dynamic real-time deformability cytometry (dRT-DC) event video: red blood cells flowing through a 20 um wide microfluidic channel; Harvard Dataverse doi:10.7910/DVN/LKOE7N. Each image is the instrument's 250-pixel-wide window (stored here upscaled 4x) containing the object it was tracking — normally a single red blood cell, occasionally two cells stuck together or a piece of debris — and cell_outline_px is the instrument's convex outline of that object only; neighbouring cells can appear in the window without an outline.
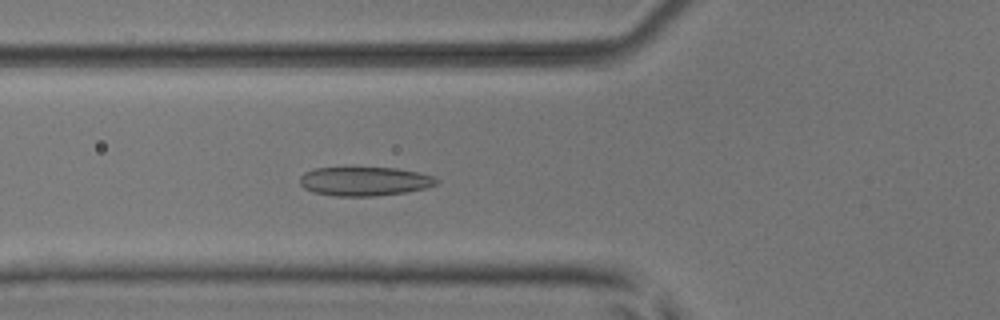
{"species": "common noctule bat (a hibernating species)", "species_latin": "Nyctalus noctula", "temperature_condition": "room temperature", "stored_images_in_passage": 39, "camera_frame_rate_fps": 3000, "um_per_image_px": 0.085, "animal": {"sex": "male", "body_mass_g": 17.9, "forearm_length_mm": 54.2}, "frame": {"image": 1, "passage_image": 7, "time_ms": 2.0, "image_size_px": [1000, 320], "cell_outline_px": [[440, 180], [436, 184], [428, 188], [408, 192], [376, 196], [336, 196], [312, 192], [304, 188], [300, 184], [300, 176], [304, 172], [316, 168], [396, 168], [436, 176]], "centroid_in_image_um": [31.02, 15.42], "position_along_channel_um": 94.8, "area_um2": 23.24}}
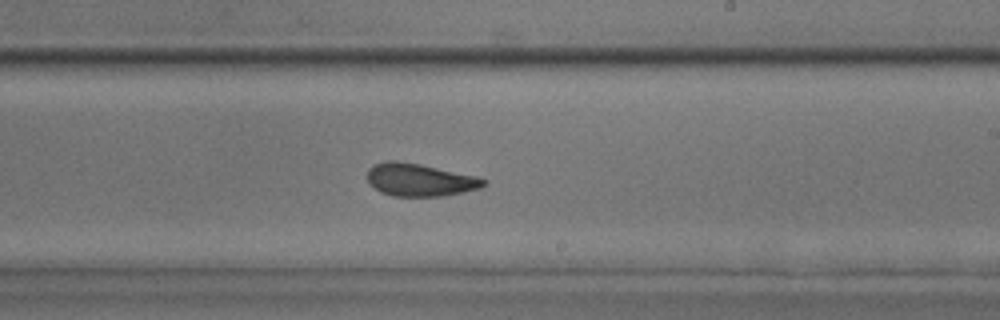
{"frame": {"image": 2, "passage_image": 19, "time_ms": 6.0, "image_size_px": [1000, 320], "cell_outline_px": [[488, 184], [480, 188], [464, 192], [444, 196], [392, 196], [380, 192], [368, 184], [368, 168], [372, 164], [388, 160], [396, 160], [420, 164], [476, 176], [488, 180]], "centroid_in_image_um": [35.67, 15.29], "position_along_channel_um": 253.3, "area_um2": 22.43}}
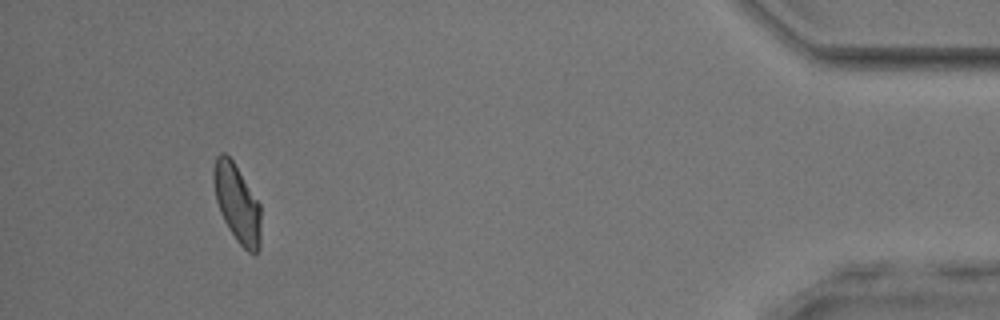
{"frame": {"image": 3, "passage_image": 36, "time_ms": 11.667, "image_size_px": [1000, 320], "cell_outline_px": [[260, 248], [256, 252], [248, 252], [236, 240], [228, 228], [220, 212], [216, 200], [212, 176], [212, 168], [216, 156], [220, 152], [224, 152], [232, 160], [260, 204]], "centroid_in_image_um": [20.13, 17.26], "position_along_channel_um": 415.1, "area_um2": 21.39}, "authors_computed_cell_mechanics": {"area_um2": 22.0218, "velocity_mm_per_s": 3.9748, "shape_relaxation_time_tau1_ms": 7.1516, "shape_relaxation_time_tau2_ms": 1.5909, "deformation_change_tau1": 0.1652, "deformation_change_tau2": 0.074}}